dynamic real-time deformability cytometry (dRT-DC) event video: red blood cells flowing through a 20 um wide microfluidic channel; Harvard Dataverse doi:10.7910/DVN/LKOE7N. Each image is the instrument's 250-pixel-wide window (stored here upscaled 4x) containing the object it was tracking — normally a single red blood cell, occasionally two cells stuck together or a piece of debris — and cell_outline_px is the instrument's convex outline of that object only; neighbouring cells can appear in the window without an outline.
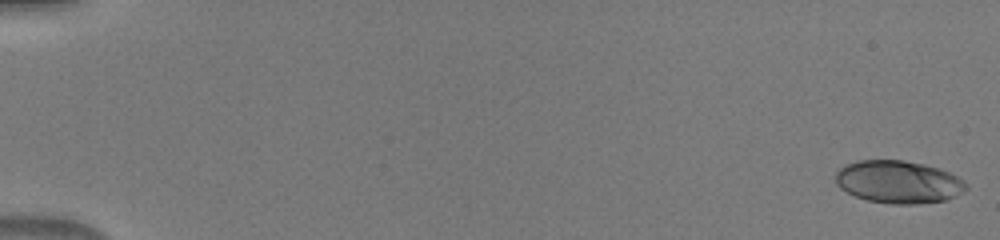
{"species": "human", "species_latin": "Homo sapiens", "temperature_condition": "warm", "stored_images_in_passage": 50, "camera_frame_rate_fps": 3000, "um_per_image_px": 0.085, "donor": {"sex": "male"}, "frame": {"image": 1, "passage_image": 1, "time_ms": 0.0, "image_size_px": [1000, 240], "cell_outline_px": [[968, 188], [964, 192], [944, 200], [916, 204], [888, 204], [868, 200], [856, 196], [840, 188], [836, 184], [836, 172], [844, 164], [856, 160], [904, 160], [924, 164], [940, 168], [964, 180], [968, 184]], "centroid_in_image_um": [76.37, 15.45], "position_along_channel_um": 8.6, "area_um2": 32.6}}
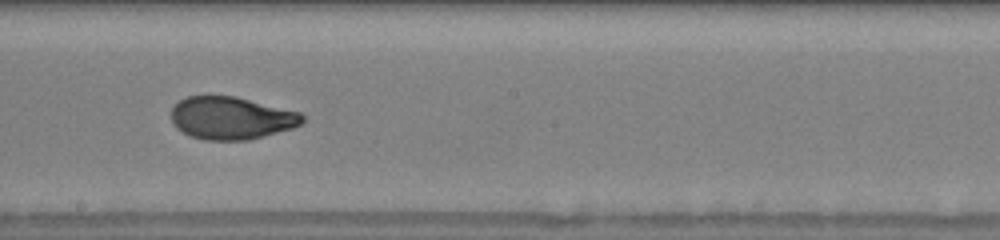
{"frame": {"image": 2, "passage_image": 30, "time_ms": 9.667, "image_size_px": [1000, 240], "cell_outline_px": [[304, 120], [300, 124], [292, 128], [248, 140], [204, 140], [188, 136], [176, 128], [172, 120], [172, 108], [180, 100], [188, 96], [208, 92], [236, 96], [300, 112], [304, 116]], "centroid_in_image_um": [19.61, 9.99], "position_along_channel_um": 228.6, "area_um2": 33.23}}
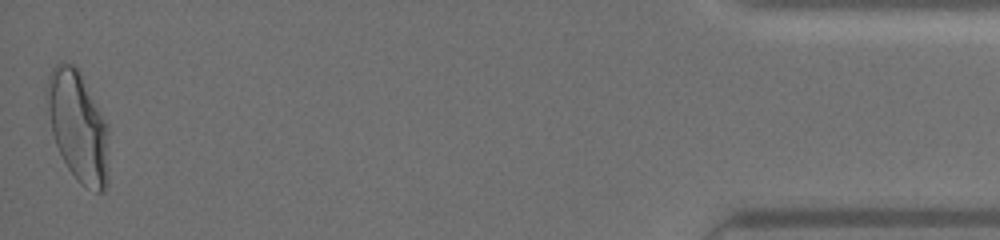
{"frame": {"image": 3, "passage_image": 50, "time_ms": 16.333, "image_size_px": [1000, 240], "cell_outline_px": [[108, 184], [104, 192], [96, 192], [80, 184], [76, 180], [68, 168], [56, 144], [52, 132], [44, 92], [48, 76], [52, 68], [56, 64], [64, 60], [72, 64], [80, 72], [108, 128]], "centroid_in_image_um": [6.61, 10.75], "position_along_channel_um": 428.6, "area_um2": 39.82}}